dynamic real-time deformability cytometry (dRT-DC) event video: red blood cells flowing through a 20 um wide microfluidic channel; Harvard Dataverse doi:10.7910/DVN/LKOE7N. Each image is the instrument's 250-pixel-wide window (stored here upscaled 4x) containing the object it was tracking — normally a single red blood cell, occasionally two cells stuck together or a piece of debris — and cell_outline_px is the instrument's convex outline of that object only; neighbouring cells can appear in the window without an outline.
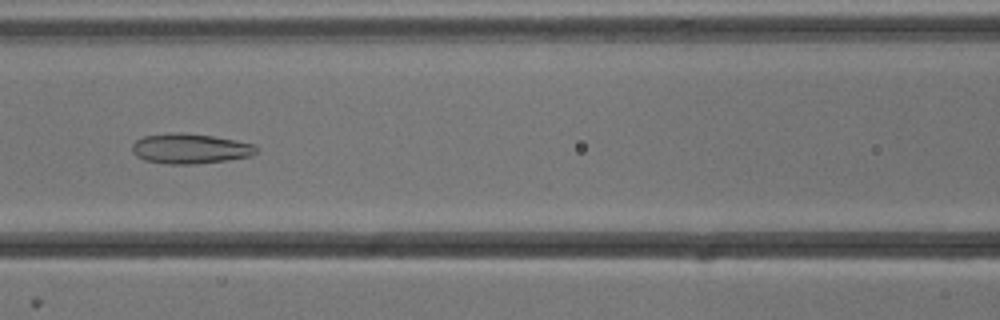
{"species": "common noctule bat (a hibernating species)", "species_latin": "Nyctalus noctula", "temperature_condition": "cold", "stored_images_in_passage": 38, "camera_frame_rate_fps": 3000, "um_per_image_px": 0.085, "animal": {"sex": "male", "body_mass_g": 13.3}, "frame": {"image": 1, "passage_image": 12, "time_ms": 3.667, "image_size_px": [1000, 320], "cell_outline_px": [[256, 152], [252, 156], [228, 160], [192, 164], [168, 164], [144, 160], [136, 156], [132, 152], [132, 144], [136, 140], [144, 136], [172, 132], [176, 132], [212, 136], [252, 144], [256, 148]], "centroid_in_image_um": [16.11, 12.64], "position_along_channel_um": 150.5, "area_um2": 21.56}}
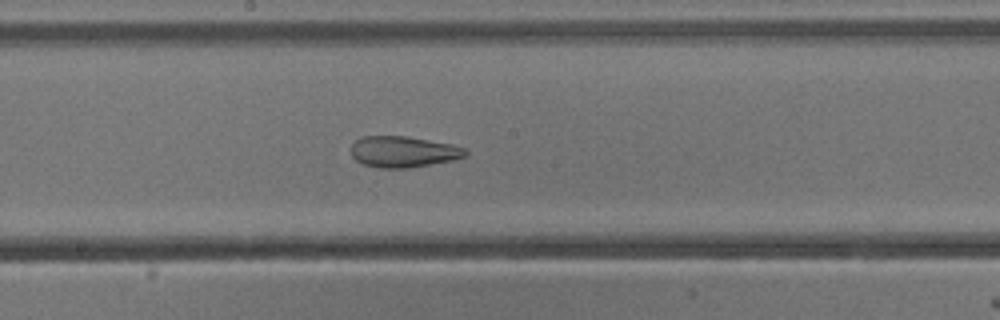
{"frame": {"image": 2, "passage_image": 17, "time_ms": 5.333, "image_size_px": [1000, 320], "cell_outline_px": [[468, 152], [464, 156], [452, 160], [408, 168], [380, 168], [364, 164], [356, 160], [352, 156], [352, 144], [360, 136], [404, 136], [452, 144], [464, 148]], "centroid_in_image_um": [34.25, 12.89], "position_along_channel_um": 213.9, "area_um2": 20.52}, "authors_computed_cell_mechanics": {"area_um2": 24.0159, "velocity_mm_per_s": 3.8117, "shape_relaxation_time_tau1_ms": null, "shape_relaxation_time_tau2_ms": 2.2096, "deformation_change_tau1": null, "deformation_change_tau2": 0.0988}}